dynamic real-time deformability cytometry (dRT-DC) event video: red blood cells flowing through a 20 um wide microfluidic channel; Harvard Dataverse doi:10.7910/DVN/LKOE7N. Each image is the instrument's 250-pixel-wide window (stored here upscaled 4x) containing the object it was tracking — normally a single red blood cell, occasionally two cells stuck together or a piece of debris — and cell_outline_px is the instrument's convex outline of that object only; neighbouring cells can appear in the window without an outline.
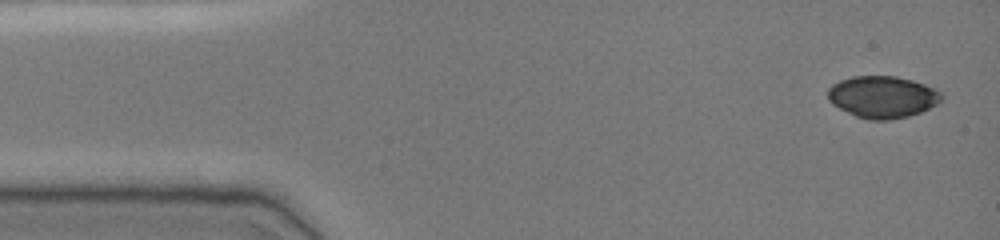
{"species": "common noctule bat (a hibernating species)", "species_latin": "Nyctalus noctula", "temperature_condition": "cold", "stored_images_in_passage": 18, "camera_frame_rate_fps": 3000, "um_per_image_px": 0.085, "animal": {"sex": "female", "body_mass_g": 19.0, "forearm_length_mm": 51.5}, "frame": {"image": 1, "passage_image": 1, "time_ms": 0.0, "image_size_px": [1000, 240], "cell_outline_px": [[944, 96], [936, 104], [920, 112], [908, 116], [884, 120], [868, 120], [856, 116], [832, 104], [828, 100], [828, 88], [832, 84], [840, 80], [852, 76], [896, 76], [912, 80], [936, 88]], "centroid_in_image_um": [75.0, 8.22], "position_along_channel_um": 10.0, "area_um2": 27.69}}
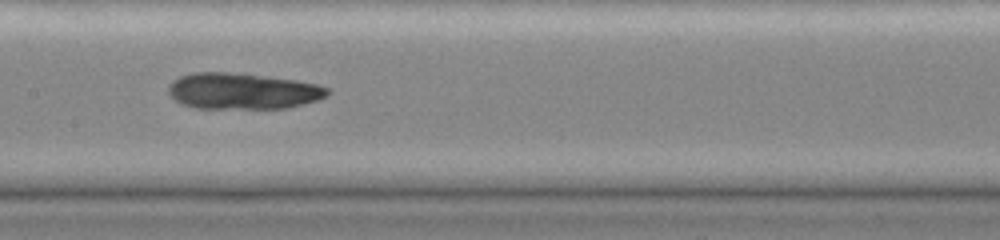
{"frame": {"image": 2, "passage_image": 16, "time_ms": 5.0, "image_size_px": [1000, 240], "cell_outline_px": [[332, 92], [328, 96], [316, 100], [284, 108], [196, 108], [180, 104], [168, 92], [168, 84], [172, 80], [180, 76], [192, 72], [228, 72], [264, 76], [296, 80], [316, 84], [328, 88]], "centroid_in_image_um": [20.59, 7.73], "position_along_channel_um": 186.8, "area_um2": 33.47}}
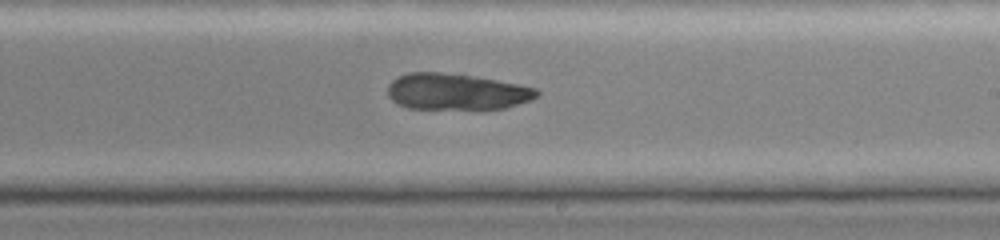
{"frame": {"image": 3, "passage_image": 18, "time_ms": 5.667, "image_size_px": [1000, 240], "cell_outline_px": [[540, 96], [532, 100], [504, 108], [484, 112], [480, 112], [408, 108], [396, 104], [388, 96], [388, 84], [396, 76], [408, 72], [440, 72], [472, 76], [496, 80], [536, 88], [540, 92]], "centroid_in_image_um": [38.8, 7.85], "position_along_channel_um": 250.2, "area_um2": 32.83}}